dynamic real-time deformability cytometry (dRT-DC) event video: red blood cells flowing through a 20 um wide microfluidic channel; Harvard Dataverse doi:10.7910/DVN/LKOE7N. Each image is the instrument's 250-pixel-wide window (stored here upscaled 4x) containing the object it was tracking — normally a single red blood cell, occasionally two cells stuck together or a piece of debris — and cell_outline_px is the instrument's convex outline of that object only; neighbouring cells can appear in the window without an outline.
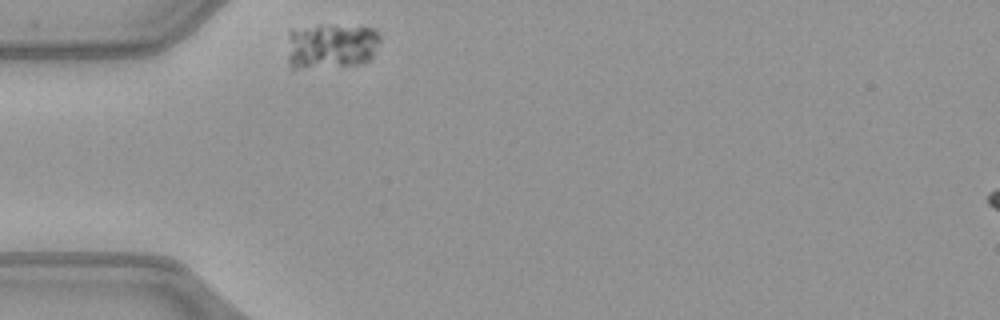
{"species": "common noctule bat (a hibernating species)", "species_latin": "Nyctalus noctula", "temperature_condition": "warm", "stored_images_in_passage": 5, "camera_frame_rate_fps": 3000, "um_per_image_px": 0.085, "animal": {"sex": "female", "body_mass_g": 21.9}, "frame": {"image": 1, "passage_image": 1, "time_ms": 0.0, "image_size_px": [1000, 320], "cell_outline_px": [[380, 40], [372, 56], [368, 60], [356, 64], [296, 68], [292, 68], [288, 64], [288, 32], [292, 28], [320, 24], [332, 24], [372, 28], [380, 36]], "centroid_in_image_um": [28.09, 3.86], "position_along_channel_um": 56.9, "area_um2": 24.74}}